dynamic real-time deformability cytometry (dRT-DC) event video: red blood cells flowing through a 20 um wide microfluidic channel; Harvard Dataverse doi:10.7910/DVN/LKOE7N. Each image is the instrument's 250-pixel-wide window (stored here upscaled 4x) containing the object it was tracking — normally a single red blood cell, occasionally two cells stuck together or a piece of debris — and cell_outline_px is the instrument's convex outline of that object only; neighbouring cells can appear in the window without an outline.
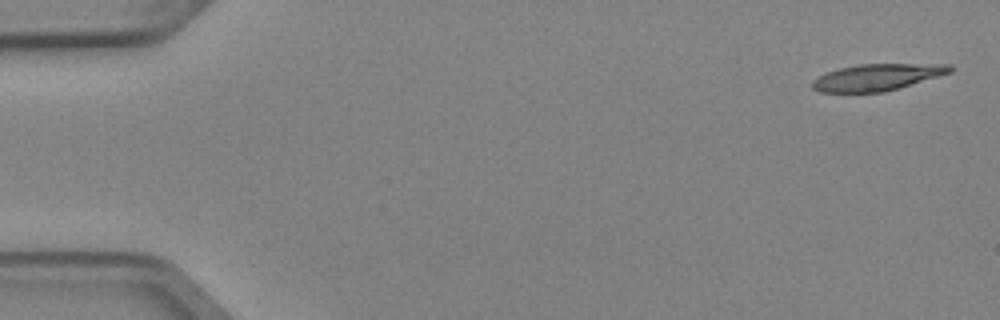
{"species": "Egyptian fruit bat (a non-hibernating species)", "species_latin": "Rousettus aegyptiacus", "temperature_condition": "cold", "stored_images_in_passage": 7, "camera_frame_rate_fps": 3000, "um_per_image_px": 0.085, "animal": {"sex": "female"}, "frame": {"image": 1, "passage_image": 1, "time_ms": 0.0, "image_size_px": [1000, 320], "cell_outline_px": [[952, 72], [884, 92], [820, 92], [812, 88], [812, 80], [828, 72], [840, 68], [860, 64], [952, 64]], "centroid_in_image_um": [74.56, 6.56], "position_along_channel_um": 10.4, "area_um2": 21.1}}
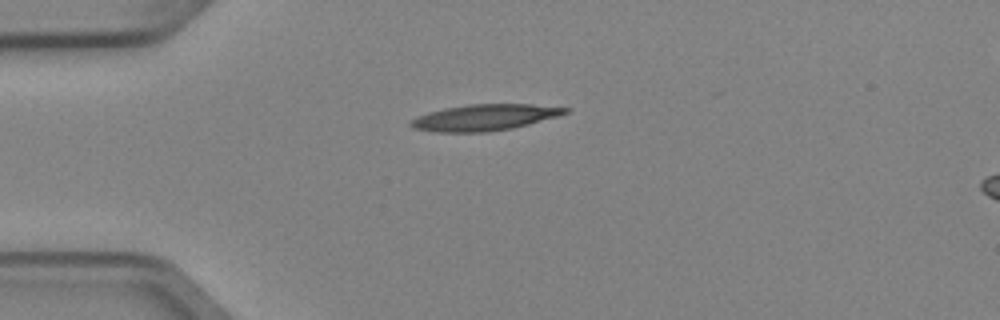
{"frame": {"image": 2, "passage_image": 4, "time_ms": 1.0, "image_size_px": [1000, 320], "cell_outline_px": [[572, 108], [568, 112], [556, 116], [528, 124], [512, 128], [488, 132], [432, 132], [412, 128], [408, 124], [408, 120], [416, 116], [428, 112], [444, 108], [468, 104], [532, 104]], "centroid_in_image_um": [41.11, 9.98], "position_along_channel_um": 43.9, "area_um2": 23.76}}
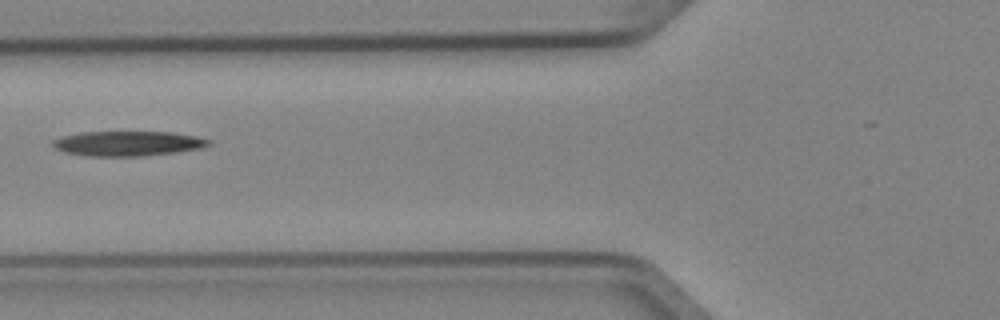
{"frame": {"image": 3, "passage_image": 6, "time_ms": 1.667, "image_size_px": [1000, 320], "cell_outline_px": [[212, 144], [200, 148], [180, 152], [144, 156], [88, 156], [64, 152], [56, 148], [52, 144], [52, 140], [64, 136], [80, 132], [172, 132], [196, 136], [212, 140]], "centroid_in_image_um": [10.91, 12.2], "position_along_channel_um": 114.9, "area_um2": 22.72}}